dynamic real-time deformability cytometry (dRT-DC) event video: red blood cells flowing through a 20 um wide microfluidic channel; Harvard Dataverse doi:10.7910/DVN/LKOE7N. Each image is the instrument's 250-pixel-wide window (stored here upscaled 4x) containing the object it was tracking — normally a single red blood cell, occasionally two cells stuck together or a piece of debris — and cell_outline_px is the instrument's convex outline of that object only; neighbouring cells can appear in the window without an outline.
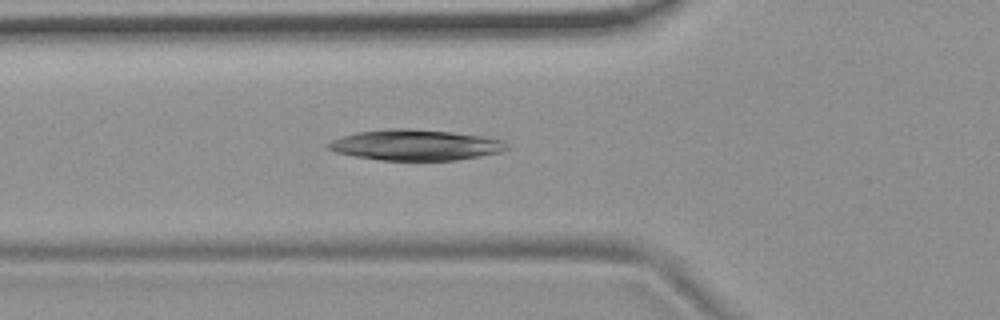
{"species": "common noctule bat (a hibernating species)", "species_latin": "Nyctalus noctula", "temperature_condition": "room temperature", "stored_images_in_passage": 42, "camera_frame_rate_fps": 3000, "um_per_image_px": 0.085, "animal": {"sex": "female", "body_mass_g": 19.9}, "frame": {"image": 1, "passage_image": 7, "time_ms": 2.0, "image_size_px": [1000, 320], "cell_outline_px": [[508, 148], [500, 152], [480, 156], [456, 160], [380, 160], [352, 156], [336, 152], [324, 148], [324, 144], [332, 140], [356, 132], [392, 128], [412, 128], [452, 132], [480, 136], [500, 140], [508, 144]], "centroid_in_image_um": [35.24, 12.32], "position_along_channel_um": 90.6, "area_um2": 32.02}}
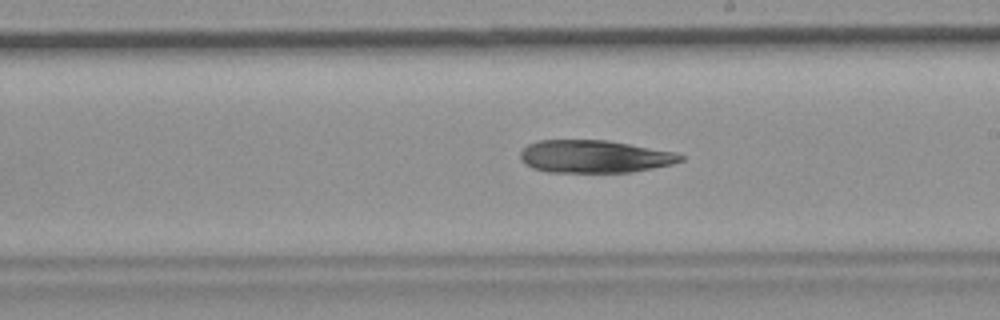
{"frame": {"image": 2, "passage_image": 19, "time_ms": 6.0, "image_size_px": [1000, 320], "cell_outline_px": [[684, 160], [672, 164], [632, 172], [548, 172], [532, 168], [524, 164], [520, 160], [520, 152], [528, 144], [540, 140], [608, 140], [676, 152], [684, 156]], "centroid_in_image_um": [50.52, 13.3], "position_along_channel_um": 238.5, "area_um2": 30.63}}
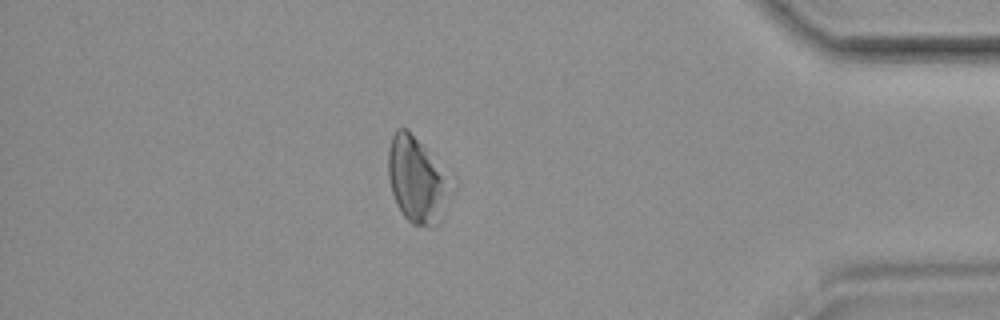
{"frame": {"image": 3, "passage_image": 35, "time_ms": 11.333, "image_size_px": [1000, 320], "cell_outline_px": [[460, 180], [440, 224], [432, 228], [428, 228], [412, 224], [404, 216], [396, 204], [392, 192], [388, 176], [388, 152], [392, 136], [396, 128], [408, 128]], "centroid_in_image_um": [35.62, 15.31], "position_along_channel_um": 399.6, "area_um2": 33.93}}